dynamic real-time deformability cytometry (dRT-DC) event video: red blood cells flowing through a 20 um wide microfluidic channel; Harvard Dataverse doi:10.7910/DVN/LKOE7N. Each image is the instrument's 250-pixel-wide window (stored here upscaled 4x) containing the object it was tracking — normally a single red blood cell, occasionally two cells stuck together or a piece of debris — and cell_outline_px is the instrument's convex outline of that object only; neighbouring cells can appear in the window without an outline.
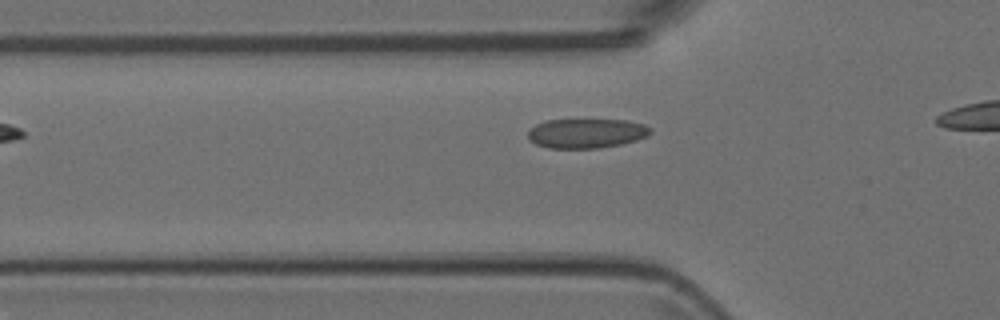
{"species": "Egyptian fruit bat (a non-hibernating species)", "species_latin": "Rousettus aegyptiacus", "temperature_condition": "room temperature", "stored_images_in_passage": 3, "camera_frame_rate_fps": 3000, "um_per_image_px": 0.085, "animal": {"sex": "female"}, "frame": {"image": 1, "passage_image": 3, "time_ms": 0.667, "image_size_px": [1000, 320], "cell_outline_px": [[652, 132], [648, 136], [636, 140], [620, 144], [600, 148], [548, 148], [536, 144], [528, 136], [528, 128], [544, 120], [624, 120], [644, 124], [652, 128]], "centroid_in_image_um": [49.85, 11.33], "position_along_channel_um": 76.0, "area_um2": 21.1}}